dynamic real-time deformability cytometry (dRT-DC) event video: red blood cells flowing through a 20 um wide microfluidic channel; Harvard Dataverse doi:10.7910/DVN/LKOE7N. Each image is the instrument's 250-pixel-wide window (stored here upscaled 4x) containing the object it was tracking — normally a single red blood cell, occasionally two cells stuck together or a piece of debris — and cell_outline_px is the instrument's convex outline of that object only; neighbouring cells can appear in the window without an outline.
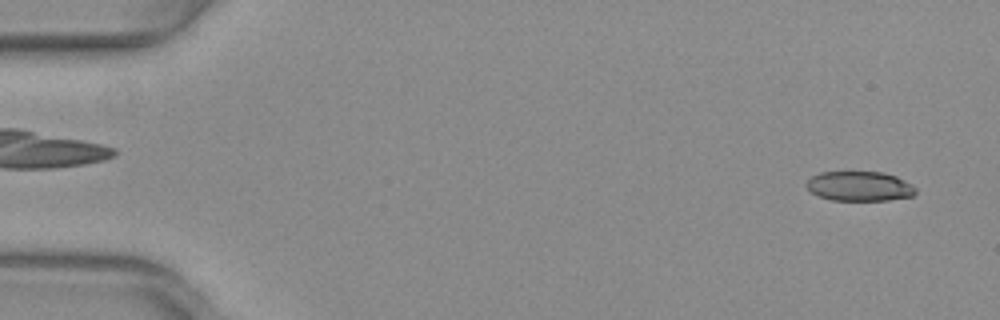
{"species": "common noctule bat (a hibernating species)", "species_latin": "Nyctalus noctula", "temperature_condition": "warm", "stored_images_in_passage": 13, "camera_frame_rate_fps": 3000, "um_per_image_px": 0.085, "animal": {"sex": "female", "body_mass_g": 29.2, "forearm_length_mm": 56.3}, "frame": {"image": 1, "passage_image": 2, "time_ms": 0.333, "image_size_px": [1000, 320], "cell_outline_px": [[916, 192], [912, 196], [888, 200], [832, 200], [820, 196], [812, 192], [804, 184], [812, 176], [820, 172], [884, 172], [896, 176], [912, 184], [916, 188]], "centroid_in_image_um": [73.07, 15.82], "position_along_channel_um": 11.9, "area_um2": 18.84}}